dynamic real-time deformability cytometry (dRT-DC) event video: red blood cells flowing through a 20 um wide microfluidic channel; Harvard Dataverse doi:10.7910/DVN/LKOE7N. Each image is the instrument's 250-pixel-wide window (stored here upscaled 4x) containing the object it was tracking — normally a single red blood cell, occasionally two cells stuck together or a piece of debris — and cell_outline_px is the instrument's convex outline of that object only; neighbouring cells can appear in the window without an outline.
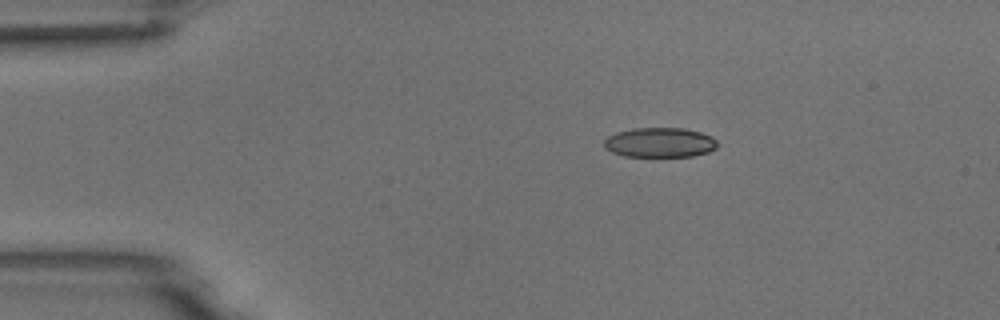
{"species": "common noctule bat (a hibernating species)", "species_latin": "Nyctalus noctula", "temperature_condition": "room temperature", "stored_images_in_passage": 2, "camera_frame_rate_fps": 3000, "um_per_image_px": 0.085, "animal": {"sex": "male", "body_mass_g": 18.8}, "frame": {"image": 1, "passage_image": 1, "time_ms": 0.0, "image_size_px": [1000, 320], "cell_outline_px": [[720, 144], [716, 148], [708, 152], [692, 156], [624, 156], [612, 152], [604, 148], [604, 140], [608, 136], [616, 132], [632, 128], [684, 128], [700, 132], [712, 136]], "centroid_in_image_um": [56.09, 12.1], "position_along_channel_um": 28.9, "area_um2": 19.77}}